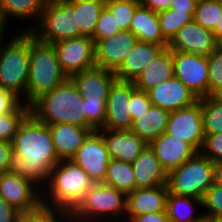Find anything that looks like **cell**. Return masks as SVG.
<instances>
[{
    "label": "cell",
    "mask_w": 222,
    "mask_h": 222,
    "mask_svg": "<svg viewBox=\"0 0 222 222\" xmlns=\"http://www.w3.org/2000/svg\"><path fill=\"white\" fill-rule=\"evenodd\" d=\"M86 114V127L92 130L102 129L106 120L107 100L83 99Z\"/></svg>",
    "instance_id": "obj_37"
},
{
    "label": "cell",
    "mask_w": 222,
    "mask_h": 222,
    "mask_svg": "<svg viewBox=\"0 0 222 222\" xmlns=\"http://www.w3.org/2000/svg\"><path fill=\"white\" fill-rule=\"evenodd\" d=\"M219 45L212 31L193 20L178 30L168 42L167 48L171 51L207 57Z\"/></svg>",
    "instance_id": "obj_15"
},
{
    "label": "cell",
    "mask_w": 222,
    "mask_h": 222,
    "mask_svg": "<svg viewBox=\"0 0 222 222\" xmlns=\"http://www.w3.org/2000/svg\"><path fill=\"white\" fill-rule=\"evenodd\" d=\"M30 32L47 44L85 36L77 27L76 10L67 0L47 2L37 25Z\"/></svg>",
    "instance_id": "obj_8"
},
{
    "label": "cell",
    "mask_w": 222,
    "mask_h": 222,
    "mask_svg": "<svg viewBox=\"0 0 222 222\" xmlns=\"http://www.w3.org/2000/svg\"><path fill=\"white\" fill-rule=\"evenodd\" d=\"M47 4L46 0H0V13L6 23L13 19L26 20L32 19L31 26L22 28L21 31H31L38 23L42 10ZM13 17V19H12ZM36 21L33 22V21Z\"/></svg>",
    "instance_id": "obj_28"
},
{
    "label": "cell",
    "mask_w": 222,
    "mask_h": 222,
    "mask_svg": "<svg viewBox=\"0 0 222 222\" xmlns=\"http://www.w3.org/2000/svg\"><path fill=\"white\" fill-rule=\"evenodd\" d=\"M112 186L126 195L136 189L132 163L111 159L107 166L106 177L102 182Z\"/></svg>",
    "instance_id": "obj_30"
},
{
    "label": "cell",
    "mask_w": 222,
    "mask_h": 222,
    "mask_svg": "<svg viewBox=\"0 0 222 222\" xmlns=\"http://www.w3.org/2000/svg\"><path fill=\"white\" fill-rule=\"evenodd\" d=\"M214 183L222 187V162L216 163Z\"/></svg>",
    "instance_id": "obj_51"
},
{
    "label": "cell",
    "mask_w": 222,
    "mask_h": 222,
    "mask_svg": "<svg viewBox=\"0 0 222 222\" xmlns=\"http://www.w3.org/2000/svg\"><path fill=\"white\" fill-rule=\"evenodd\" d=\"M91 1L98 2V3H101V4L106 5V3H107L109 0H91Z\"/></svg>",
    "instance_id": "obj_55"
},
{
    "label": "cell",
    "mask_w": 222,
    "mask_h": 222,
    "mask_svg": "<svg viewBox=\"0 0 222 222\" xmlns=\"http://www.w3.org/2000/svg\"><path fill=\"white\" fill-rule=\"evenodd\" d=\"M216 163L196 152L189 160L167 174L168 192L203 200L214 184Z\"/></svg>",
    "instance_id": "obj_7"
},
{
    "label": "cell",
    "mask_w": 222,
    "mask_h": 222,
    "mask_svg": "<svg viewBox=\"0 0 222 222\" xmlns=\"http://www.w3.org/2000/svg\"><path fill=\"white\" fill-rule=\"evenodd\" d=\"M212 96L218 101L222 102V87L217 90Z\"/></svg>",
    "instance_id": "obj_53"
},
{
    "label": "cell",
    "mask_w": 222,
    "mask_h": 222,
    "mask_svg": "<svg viewBox=\"0 0 222 222\" xmlns=\"http://www.w3.org/2000/svg\"><path fill=\"white\" fill-rule=\"evenodd\" d=\"M126 200L124 192L95 182L69 213L71 222H125Z\"/></svg>",
    "instance_id": "obj_5"
},
{
    "label": "cell",
    "mask_w": 222,
    "mask_h": 222,
    "mask_svg": "<svg viewBox=\"0 0 222 222\" xmlns=\"http://www.w3.org/2000/svg\"><path fill=\"white\" fill-rule=\"evenodd\" d=\"M47 2L58 1V0H46Z\"/></svg>",
    "instance_id": "obj_56"
},
{
    "label": "cell",
    "mask_w": 222,
    "mask_h": 222,
    "mask_svg": "<svg viewBox=\"0 0 222 222\" xmlns=\"http://www.w3.org/2000/svg\"><path fill=\"white\" fill-rule=\"evenodd\" d=\"M167 196V185L137 188L128 193L125 222H129L136 215L166 211Z\"/></svg>",
    "instance_id": "obj_20"
},
{
    "label": "cell",
    "mask_w": 222,
    "mask_h": 222,
    "mask_svg": "<svg viewBox=\"0 0 222 222\" xmlns=\"http://www.w3.org/2000/svg\"><path fill=\"white\" fill-rule=\"evenodd\" d=\"M22 213L0 196V222H19Z\"/></svg>",
    "instance_id": "obj_45"
},
{
    "label": "cell",
    "mask_w": 222,
    "mask_h": 222,
    "mask_svg": "<svg viewBox=\"0 0 222 222\" xmlns=\"http://www.w3.org/2000/svg\"><path fill=\"white\" fill-rule=\"evenodd\" d=\"M172 0H139L140 5L159 13L170 8Z\"/></svg>",
    "instance_id": "obj_49"
},
{
    "label": "cell",
    "mask_w": 222,
    "mask_h": 222,
    "mask_svg": "<svg viewBox=\"0 0 222 222\" xmlns=\"http://www.w3.org/2000/svg\"><path fill=\"white\" fill-rule=\"evenodd\" d=\"M202 207V200L189 196H179L168 192L166 213L170 222H201L202 212L194 214L195 206Z\"/></svg>",
    "instance_id": "obj_29"
},
{
    "label": "cell",
    "mask_w": 222,
    "mask_h": 222,
    "mask_svg": "<svg viewBox=\"0 0 222 222\" xmlns=\"http://www.w3.org/2000/svg\"><path fill=\"white\" fill-rule=\"evenodd\" d=\"M204 219H206L208 222H222V216L210 217Z\"/></svg>",
    "instance_id": "obj_54"
},
{
    "label": "cell",
    "mask_w": 222,
    "mask_h": 222,
    "mask_svg": "<svg viewBox=\"0 0 222 222\" xmlns=\"http://www.w3.org/2000/svg\"><path fill=\"white\" fill-rule=\"evenodd\" d=\"M209 96L222 87V45L207 56Z\"/></svg>",
    "instance_id": "obj_38"
},
{
    "label": "cell",
    "mask_w": 222,
    "mask_h": 222,
    "mask_svg": "<svg viewBox=\"0 0 222 222\" xmlns=\"http://www.w3.org/2000/svg\"><path fill=\"white\" fill-rule=\"evenodd\" d=\"M174 77L173 51L165 48L133 81L135 88L148 91L155 85Z\"/></svg>",
    "instance_id": "obj_25"
},
{
    "label": "cell",
    "mask_w": 222,
    "mask_h": 222,
    "mask_svg": "<svg viewBox=\"0 0 222 222\" xmlns=\"http://www.w3.org/2000/svg\"><path fill=\"white\" fill-rule=\"evenodd\" d=\"M199 152L215 163L222 162V133L205 134Z\"/></svg>",
    "instance_id": "obj_42"
},
{
    "label": "cell",
    "mask_w": 222,
    "mask_h": 222,
    "mask_svg": "<svg viewBox=\"0 0 222 222\" xmlns=\"http://www.w3.org/2000/svg\"><path fill=\"white\" fill-rule=\"evenodd\" d=\"M83 97L71 78L44 93L30 105V113L46 125L68 123L86 127Z\"/></svg>",
    "instance_id": "obj_3"
},
{
    "label": "cell",
    "mask_w": 222,
    "mask_h": 222,
    "mask_svg": "<svg viewBox=\"0 0 222 222\" xmlns=\"http://www.w3.org/2000/svg\"><path fill=\"white\" fill-rule=\"evenodd\" d=\"M76 10L77 27L88 37L94 34L104 4L91 0H67Z\"/></svg>",
    "instance_id": "obj_31"
},
{
    "label": "cell",
    "mask_w": 222,
    "mask_h": 222,
    "mask_svg": "<svg viewBox=\"0 0 222 222\" xmlns=\"http://www.w3.org/2000/svg\"><path fill=\"white\" fill-rule=\"evenodd\" d=\"M12 151L11 142L0 140V174L8 171Z\"/></svg>",
    "instance_id": "obj_46"
},
{
    "label": "cell",
    "mask_w": 222,
    "mask_h": 222,
    "mask_svg": "<svg viewBox=\"0 0 222 222\" xmlns=\"http://www.w3.org/2000/svg\"><path fill=\"white\" fill-rule=\"evenodd\" d=\"M30 114V106L23 102L8 114L0 115V140L12 142L20 124Z\"/></svg>",
    "instance_id": "obj_34"
},
{
    "label": "cell",
    "mask_w": 222,
    "mask_h": 222,
    "mask_svg": "<svg viewBox=\"0 0 222 222\" xmlns=\"http://www.w3.org/2000/svg\"><path fill=\"white\" fill-rule=\"evenodd\" d=\"M222 12V4L217 0H198L193 20L200 26L213 31Z\"/></svg>",
    "instance_id": "obj_35"
},
{
    "label": "cell",
    "mask_w": 222,
    "mask_h": 222,
    "mask_svg": "<svg viewBox=\"0 0 222 222\" xmlns=\"http://www.w3.org/2000/svg\"><path fill=\"white\" fill-rule=\"evenodd\" d=\"M146 92L152 105L169 112L188 107L198 101L195 94L176 77L165 80Z\"/></svg>",
    "instance_id": "obj_17"
},
{
    "label": "cell",
    "mask_w": 222,
    "mask_h": 222,
    "mask_svg": "<svg viewBox=\"0 0 222 222\" xmlns=\"http://www.w3.org/2000/svg\"><path fill=\"white\" fill-rule=\"evenodd\" d=\"M70 160L79 165L94 182H103L111 158L101 133L91 131Z\"/></svg>",
    "instance_id": "obj_12"
},
{
    "label": "cell",
    "mask_w": 222,
    "mask_h": 222,
    "mask_svg": "<svg viewBox=\"0 0 222 222\" xmlns=\"http://www.w3.org/2000/svg\"><path fill=\"white\" fill-rule=\"evenodd\" d=\"M29 56V31H18L9 41L0 44V86L21 101L26 98Z\"/></svg>",
    "instance_id": "obj_6"
},
{
    "label": "cell",
    "mask_w": 222,
    "mask_h": 222,
    "mask_svg": "<svg viewBox=\"0 0 222 222\" xmlns=\"http://www.w3.org/2000/svg\"><path fill=\"white\" fill-rule=\"evenodd\" d=\"M165 133L182 139L199 152L205 137L201 98L188 107L171 111Z\"/></svg>",
    "instance_id": "obj_11"
},
{
    "label": "cell",
    "mask_w": 222,
    "mask_h": 222,
    "mask_svg": "<svg viewBox=\"0 0 222 222\" xmlns=\"http://www.w3.org/2000/svg\"><path fill=\"white\" fill-rule=\"evenodd\" d=\"M130 114L132 117V120H134L137 117H140L143 113H146L152 103L149 100L148 94L145 91L136 90L132 95L130 99Z\"/></svg>",
    "instance_id": "obj_43"
},
{
    "label": "cell",
    "mask_w": 222,
    "mask_h": 222,
    "mask_svg": "<svg viewBox=\"0 0 222 222\" xmlns=\"http://www.w3.org/2000/svg\"><path fill=\"white\" fill-rule=\"evenodd\" d=\"M0 196L22 214L42 208L41 188L31 179L8 171L0 174Z\"/></svg>",
    "instance_id": "obj_9"
},
{
    "label": "cell",
    "mask_w": 222,
    "mask_h": 222,
    "mask_svg": "<svg viewBox=\"0 0 222 222\" xmlns=\"http://www.w3.org/2000/svg\"><path fill=\"white\" fill-rule=\"evenodd\" d=\"M94 183L72 160H61L51 169L48 181L41 188L42 208L70 213Z\"/></svg>",
    "instance_id": "obj_2"
},
{
    "label": "cell",
    "mask_w": 222,
    "mask_h": 222,
    "mask_svg": "<svg viewBox=\"0 0 222 222\" xmlns=\"http://www.w3.org/2000/svg\"><path fill=\"white\" fill-rule=\"evenodd\" d=\"M21 103L13 92L0 86V115L13 112Z\"/></svg>",
    "instance_id": "obj_44"
},
{
    "label": "cell",
    "mask_w": 222,
    "mask_h": 222,
    "mask_svg": "<svg viewBox=\"0 0 222 222\" xmlns=\"http://www.w3.org/2000/svg\"><path fill=\"white\" fill-rule=\"evenodd\" d=\"M132 168L136 189L167 185V173L149 145L132 162Z\"/></svg>",
    "instance_id": "obj_24"
},
{
    "label": "cell",
    "mask_w": 222,
    "mask_h": 222,
    "mask_svg": "<svg viewBox=\"0 0 222 222\" xmlns=\"http://www.w3.org/2000/svg\"><path fill=\"white\" fill-rule=\"evenodd\" d=\"M136 90L133 82L116 80L112 84L107 98L106 120L102 129H131L133 120L129 111V102Z\"/></svg>",
    "instance_id": "obj_14"
},
{
    "label": "cell",
    "mask_w": 222,
    "mask_h": 222,
    "mask_svg": "<svg viewBox=\"0 0 222 222\" xmlns=\"http://www.w3.org/2000/svg\"><path fill=\"white\" fill-rule=\"evenodd\" d=\"M138 41L129 30H122L95 43V66L115 72Z\"/></svg>",
    "instance_id": "obj_16"
},
{
    "label": "cell",
    "mask_w": 222,
    "mask_h": 222,
    "mask_svg": "<svg viewBox=\"0 0 222 222\" xmlns=\"http://www.w3.org/2000/svg\"><path fill=\"white\" fill-rule=\"evenodd\" d=\"M83 99L107 100L112 84L117 80L113 71L100 67L79 72L71 77Z\"/></svg>",
    "instance_id": "obj_21"
},
{
    "label": "cell",
    "mask_w": 222,
    "mask_h": 222,
    "mask_svg": "<svg viewBox=\"0 0 222 222\" xmlns=\"http://www.w3.org/2000/svg\"><path fill=\"white\" fill-rule=\"evenodd\" d=\"M139 5V0H109L105 7L121 30H129L133 14Z\"/></svg>",
    "instance_id": "obj_36"
},
{
    "label": "cell",
    "mask_w": 222,
    "mask_h": 222,
    "mask_svg": "<svg viewBox=\"0 0 222 222\" xmlns=\"http://www.w3.org/2000/svg\"><path fill=\"white\" fill-rule=\"evenodd\" d=\"M170 112L158 106L150 109L133 120L130 131L141 137L147 144L165 132Z\"/></svg>",
    "instance_id": "obj_27"
},
{
    "label": "cell",
    "mask_w": 222,
    "mask_h": 222,
    "mask_svg": "<svg viewBox=\"0 0 222 222\" xmlns=\"http://www.w3.org/2000/svg\"><path fill=\"white\" fill-rule=\"evenodd\" d=\"M198 0H172L170 8L180 13H194Z\"/></svg>",
    "instance_id": "obj_48"
},
{
    "label": "cell",
    "mask_w": 222,
    "mask_h": 222,
    "mask_svg": "<svg viewBox=\"0 0 222 222\" xmlns=\"http://www.w3.org/2000/svg\"><path fill=\"white\" fill-rule=\"evenodd\" d=\"M122 31L116 24L111 12L104 6L101 10L94 34L90 37L94 43L101 39H106Z\"/></svg>",
    "instance_id": "obj_39"
},
{
    "label": "cell",
    "mask_w": 222,
    "mask_h": 222,
    "mask_svg": "<svg viewBox=\"0 0 222 222\" xmlns=\"http://www.w3.org/2000/svg\"><path fill=\"white\" fill-rule=\"evenodd\" d=\"M202 208L204 218L222 216V187L213 184L207 191L202 200Z\"/></svg>",
    "instance_id": "obj_40"
},
{
    "label": "cell",
    "mask_w": 222,
    "mask_h": 222,
    "mask_svg": "<svg viewBox=\"0 0 222 222\" xmlns=\"http://www.w3.org/2000/svg\"><path fill=\"white\" fill-rule=\"evenodd\" d=\"M174 77L199 99L209 96L208 60L205 56L173 51Z\"/></svg>",
    "instance_id": "obj_13"
},
{
    "label": "cell",
    "mask_w": 222,
    "mask_h": 222,
    "mask_svg": "<svg viewBox=\"0 0 222 222\" xmlns=\"http://www.w3.org/2000/svg\"><path fill=\"white\" fill-rule=\"evenodd\" d=\"M167 46L137 41L119 68L114 72L117 80L133 82L146 66Z\"/></svg>",
    "instance_id": "obj_22"
},
{
    "label": "cell",
    "mask_w": 222,
    "mask_h": 222,
    "mask_svg": "<svg viewBox=\"0 0 222 222\" xmlns=\"http://www.w3.org/2000/svg\"><path fill=\"white\" fill-rule=\"evenodd\" d=\"M29 76L24 104L31 105L46 92L59 86L67 79L58 61L53 44L39 41L29 31Z\"/></svg>",
    "instance_id": "obj_4"
},
{
    "label": "cell",
    "mask_w": 222,
    "mask_h": 222,
    "mask_svg": "<svg viewBox=\"0 0 222 222\" xmlns=\"http://www.w3.org/2000/svg\"><path fill=\"white\" fill-rule=\"evenodd\" d=\"M53 46L67 78L95 66V43L88 36L61 40Z\"/></svg>",
    "instance_id": "obj_10"
},
{
    "label": "cell",
    "mask_w": 222,
    "mask_h": 222,
    "mask_svg": "<svg viewBox=\"0 0 222 222\" xmlns=\"http://www.w3.org/2000/svg\"><path fill=\"white\" fill-rule=\"evenodd\" d=\"M157 14L161 33L168 42L182 26L193 21L194 16V13H180L172 9L164 10Z\"/></svg>",
    "instance_id": "obj_33"
},
{
    "label": "cell",
    "mask_w": 222,
    "mask_h": 222,
    "mask_svg": "<svg viewBox=\"0 0 222 222\" xmlns=\"http://www.w3.org/2000/svg\"><path fill=\"white\" fill-rule=\"evenodd\" d=\"M59 160H70L78 151L91 128L68 123L48 125Z\"/></svg>",
    "instance_id": "obj_23"
},
{
    "label": "cell",
    "mask_w": 222,
    "mask_h": 222,
    "mask_svg": "<svg viewBox=\"0 0 222 222\" xmlns=\"http://www.w3.org/2000/svg\"><path fill=\"white\" fill-rule=\"evenodd\" d=\"M11 143L13 151L8 172L29 178L42 188L51 169L60 161L49 126L30 113L20 124Z\"/></svg>",
    "instance_id": "obj_1"
},
{
    "label": "cell",
    "mask_w": 222,
    "mask_h": 222,
    "mask_svg": "<svg viewBox=\"0 0 222 222\" xmlns=\"http://www.w3.org/2000/svg\"><path fill=\"white\" fill-rule=\"evenodd\" d=\"M106 144L110 158L132 163L148 145L130 130H98Z\"/></svg>",
    "instance_id": "obj_19"
},
{
    "label": "cell",
    "mask_w": 222,
    "mask_h": 222,
    "mask_svg": "<svg viewBox=\"0 0 222 222\" xmlns=\"http://www.w3.org/2000/svg\"><path fill=\"white\" fill-rule=\"evenodd\" d=\"M204 134L222 133V102L213 96L201 98Z\"/></svg>",
    "instance_id": "obj_32"
},
{
    "label": "cell",
    "mask_w": 222,
    "mask_h": 222,
    "mask_svg": "<svg viewBox=\"0 0 222 222\" xmlns=\"http://www.w3.org/2000/svg\"><path fill=\"white\" fill-rule=\"evenodd\" d=\"M7 25L8 24L5 22V20L2 17V14L0 13V44L5 39L4 35H6V34H3V33H7V32H5V29H6Z\"/></svg>",
    "instance_id": "obj_52"
},
{
    "label": "cell",
    "mask_w": 222,
    "mask_h": 222,
    "mask_svg": "<svg viewBox=\"0 0 222 222\" xmlns=\"http://www.w3.org/2000/svg\"><path fill=\"white\" fill-rule=\"evenodd\" d=\"M129 31L136 35L139 41L168 46V41L161 33L158 14L150 8L139 5L135 9Z\"/></svg>",
    "instance_id": "obj_26"
},
{
    "label": "cell",
    "mask_w": 222,
    "mask_h": 222,
    "mask_svg": "<svg viewBox=\"0 0 222 222\" xmlns=\"http://www.w3.org/2000/svg\"><path fill=\"white\" fill-rule=\"evenodd\" d=\"M129 222H170L166 211L134 216Z\"/></svg>",
    "instance_id": "obj_47"
},
{
    "label": "cell",
    "mask_w": 222,
    "mask_h": 222,
    "mask_svg": "<svg viewBox=\"0 0 222 222\" xmlns=\"http://www.w3.org/2000/svg\"><path fill=\"white\" fill-rule=\"evenodd\" d=\"M216 41L221 45L222 44V12L219 13V19L215 29L212 31Z\"/></svg>",
    "instance_id": "obj_50"
},
{
    "label": "cell",
    "mask_w": 222,
    "mask_h": 222,
    "mask_svg": "<svg viewBox=\"0 0 222 222\" xmlns=\"http://www.w3.org/2000/svg\"><path fill=\"white\" fill-rule=\"evenodd\" d=\"M148 145L154 151L155 156L167 174L171 170L178 168L196 153L187 142L165 132Z\"/></svg>",
    "instance_id": "obj_18"
},
{
    "label": "cell",
    "mask_w": 222,
    "mask_h": 222,
    "mask_svg": "<svg viewBox=\"0 0 222 222\" xmlns=\"http://www.w3.org/2000/svg\"><path fill=\"white\" fill-rule=\"evenodd\" d=\"M71 222L70 214L61 210L41 208L32 214H22L19 222Z\"/></svg>",
    "instance_id": "obj_41"
}]
</instances>
